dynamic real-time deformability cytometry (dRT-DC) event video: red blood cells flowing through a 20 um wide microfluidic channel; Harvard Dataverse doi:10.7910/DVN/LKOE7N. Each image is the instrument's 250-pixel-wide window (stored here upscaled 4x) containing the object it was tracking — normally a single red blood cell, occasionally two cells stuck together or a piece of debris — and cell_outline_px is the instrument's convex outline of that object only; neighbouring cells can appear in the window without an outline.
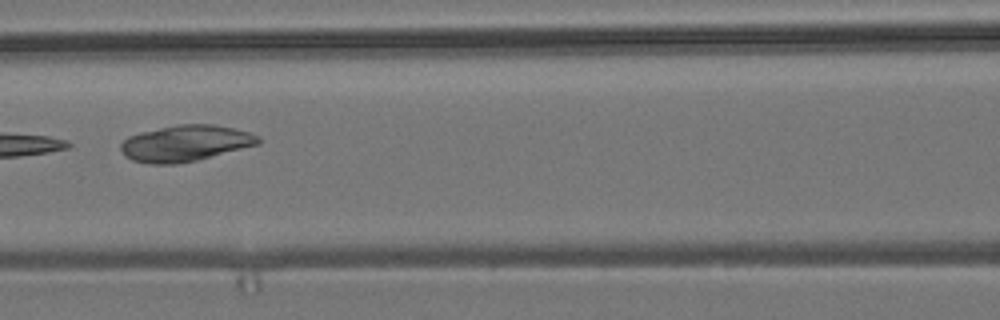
{"species": "common noctule bat (a hibernating species)", "species_latin": "Nyctalus noctula", "temperature_condition": "room temperature", "stored_images_in_passage": 7, "camera_frame_rate_fps": 3000, "um_per_image_px": 0.085, "animal": {"sex": "male", "body_mass_g": 19.2, "forearm_length_mm": 51.8}, "frame": {"image": 1, "passage_image": 6, "time_ms": 1.667, "image_size_px": [1000, 320], "cell_outline_px": [[260, 144], [196, 160], [176, 164], [148, 164], [132, 160], [124, 156], [120, 148], [120, 144], [128, 136], [140, 132], [176, 124], [216, 124], [248, 132], [260, 136]], "centroid_in_image_um": [15.73, 12.18], "position_along_channel_um": 150.9, "area_um2": 29.07}}
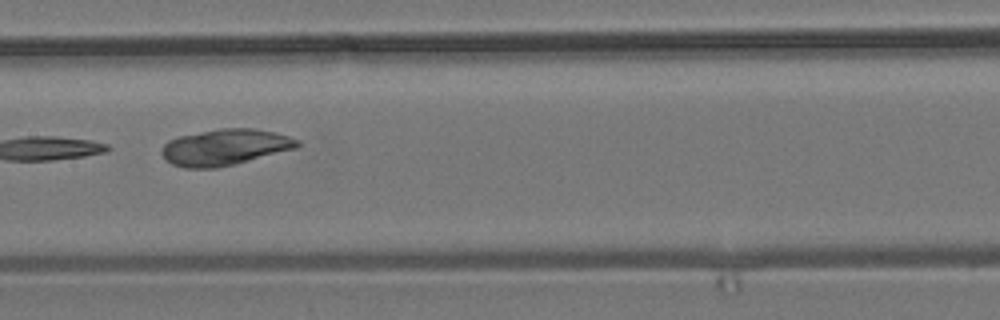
{"frame": {"image": 2, "passage_image": 7, "time_ms": 2.0, "image_size_px": [1000, 320], "cell_outline_px": [[300, 144], [296, 148], [216, 168], [184, 168], [172, 164], [164, 160], [160, 152], [160, 148], [168, 140], [180, 136], [220, 128], [252, 128], [272, 132], [288, 136], [300, 140]], "centroid_in_image_um": [19.06, 12.51], "position_along_channel_um": 188.3, "area_um2": 28.38}}